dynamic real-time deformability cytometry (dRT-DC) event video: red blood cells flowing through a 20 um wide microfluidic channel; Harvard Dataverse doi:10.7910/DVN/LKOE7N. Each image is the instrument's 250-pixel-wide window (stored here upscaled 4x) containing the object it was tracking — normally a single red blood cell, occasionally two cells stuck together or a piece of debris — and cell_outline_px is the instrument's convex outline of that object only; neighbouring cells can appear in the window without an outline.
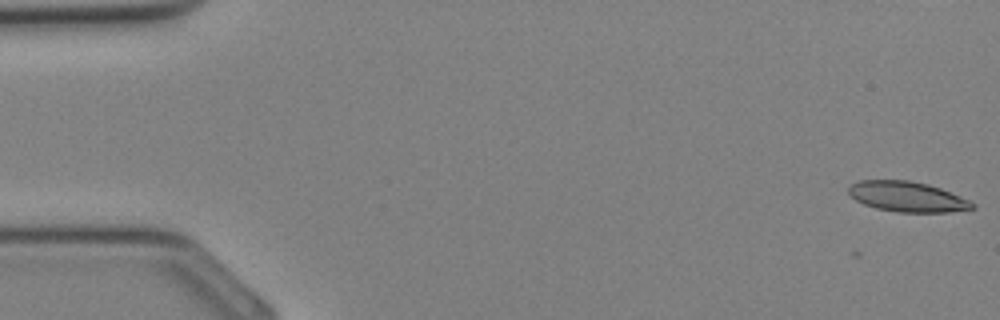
{"species": "Egyptian fruit bat (a non-hibernating species)", "species_latin": "Rousettus aegyptiacus", "temperature_condition": "cold", "stored_images_in_passage": 3, "camera_frame_rate_fps": 3000, "um_per_image_px": 0.085, "animal": {"sex": "female"}, "frame": {"image": 1, "passage_image": 3, "time_ms": 0.667, "image_size_px": [1000, 320], "cell_outline_px": [[976, 208], [948, 212], [896, 212], [876, 208], [864, 204], [856, 200], [848, 192], [848, 188], [852, 184], [860, 180], [908, 180], [928, 184], [940, 188], [960, 196], [976, 204]], "centroid_in_image_um": [77.12, 16.72], "position_along_channel_um": 7.9, "area_um2": 21.73}}